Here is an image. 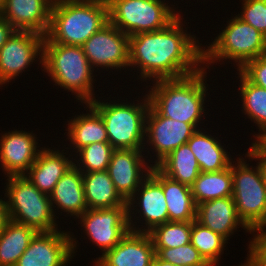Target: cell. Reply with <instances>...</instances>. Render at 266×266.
<instances>
[{"label":"cell","instance_id":"obj_1","mask_svg":"<svg viewBox=\"0 0 266 266\" xmlns=\"http://www.w3.org/2000/svg\"><path fill=\"white\" fill-rule=\"evenodd\" d=\"M181 19L159 31L129 36V66L141 68V79H178L201 69L203 49L183 31Z\"/></svg>","mask_w":266,"mask_h":266},{"label":"cell","instance_id":"obj_2","mask_svg":"<svg viewBox=\"0 0 266 266\" xmlns=\"http://www.w3.org/2000/svg\"><path fill=\"white\" fill-rule=\"evenodd\" d=\"M108 22L106 0H57L43 43L82 46Z\"/></svg>","mask_w":266,"mask_h":266},{"label":"cell","instance_id":"obj_3","mask_svg":"<svg viewBox=\"0 0 266 266\" xmlns=\"http://www.w3.org/2000/svg\"><path fill=\"white\" fill-rule=\"evenodd\" d=\"M204 69L178 79L156 80L148 93L150 105L161 116L190 123L196 128L204 112L207 90Z\"/></svg>","mask_w":266,"mask_h":266},{"label":"cell","instance_id":"obj_4","mask_svg":"<svg viewBox=\"0 0 266 266\" xmlns=\"http://www.w3.org/2000/svg\"><path fill=\"white\" fill-rule=\"evenodd\" d=\"M42 65L60 87L72 91L86 105L93 97V69L81 46L43 43Z\"/></svg>","mask_w":266,"mask_h":266},{"label":"cell","instance_id":"obj_5","mask_svg":"<svg viewBox=\"0 0 266 266\" xmlns=\"http://www.w3.org/2000/svg\"><path fill=\"white\" fill-rule=\"evenodd\" d=\"M146 97L143 104L137 105L102 103L96 99L88 104L102 117L108 141L114 149H144L142 142L150 107L148 94Z\"/></svg>","mask_w":266,"mask_h":266},{"label":"cell","instance_id":"obj_6","mask_svg":"<svg viewBox=\"0 0 266 266\" xmlns=\"http://www.w3.org/2000/svg\"><path fill=\"white\" fill-rule=\"evenodd\" d=\"M6 207L9 219L37 232L58 230L49 195L39 191L25 176H9Z\"/></svg>","mask_w":266,"mask_h":266},{"label":"cell","instance_id":"obj_7","mask_svg":"<svg viewBox=\"0 0 266 266\" xmlns=\"http://www.w3.org/2000/svg\"><path fill=\"white\" fill-rule=\"evenodd\" d=\"M109 22L128 36L159 31L178 14L161 0H106Z\"/></svg>","mask_w":266,"mask_h":266},{"label":"cell","instance_id":"obj_8","mask_svg":"<svg viewBox=\"0 0 266 266\" xmlns=\"http://www.w3.org/2000/svg\"><path fill=\"white\" fill-rule=\"evenodd\" d=\"M214 42L203 49V63L231 59L240 70L248 61L266 54V37L237 15L231 19Z\"/></svg>","mask_w":266,"mask_h":266},{"label":"cell","instance_id":"obj_9","mask_svg":"<svg viewBox=\"0 0 266 266\" xmlns=\"http://www.w3.org/2000/svg\"><path fill=\"white\" fill-rule=\"evenodd\" d=\"M255 168L241 158L237 167L232 164V198L238 216L251 231L266 227V183L259 166Z\"/></svg>","mask_w":266,"mask_h":266},{"label":"cell","instance_id":"obj_10","mask_svg":"<svg viewBox=\"0 0 266 266\" xmlns=\"http://www.w3.org/2000/svg\"><path fill=\"white\" fill-rule=\"evenodd\" d=\"M128 205L104 209H87L81 216L85 233L103 251V255L117 245L130 231Z\"/></svg>","mask_w":266,"mask_h":266},{"label":"cell","instance_id":"obj_11","mask_svg":"<svg viewBox=\"0 0 266 266\" xmlns=\"http://www.w3.org/2000/svg\"><path fill=\"white\" fill-rule=\"evenodd\" d=\"M81 47L92 68L95 65L112 69L129 66V36L110 22Z\"/></svg>","mask_w":266,"mask_h":266},{"label":"cell","instance_id":"obj_12","mask_svg":"<svg viewBox=\"0 0 266 266\" xmlns=\"http://www.w3.org/2000/svg\"><path fill=\"white\" fill-rule=\"evenodd\" d=\"M70 236L57 230L37 232L15 266H66L77 243Z\"/></svg>","mask_w":266,"mask_h":266},{"label":"cell","instance_id":"obj_13","mask_svg":"<svg viewBox=\"0 0 266 266\" xmlns=\"http://www.w3.org/2000/svg\"><path fill=\"white\" fill-rule=\"evenodd\" d=\"M142 151L143 150L115 149L107 168L117 192L127 202L128 212H132L131 208L134 207L133 201L136 199L135 194L140 196L137 193V189L144 180L143 177H147L152 168V164L150 167H145L146 164L143 158L144 156H142ZM143 167H145L144 170ZM142 171L146 173L144 174L145 176H142Z\"/></svg>","mask_w":266,"mask_h":266},{"label":"cell","instance_id":"obj_14","mask_svg":"<svg viewBox=\"0 0 266 266\" xmlns=\"http://www.w3.org/2000/svg\"><path fill=\"white\" fill-rule=\"evenodd\" d=\"M44 38L32 31H15L11 35L0 49V85L18 76L40 53L42 63Z\"/></svg>","mask_w":266,"mask_h":266},{"label":"cell","instance_id":"obj_15","mask_svg":"<svg viewBox=\"0 0 266 266\" xmlns=\"http://www.w3.org/2000/svg\"><path fill=\"white\" fill-rule=\"evenodd\" d=\"M145 135L148 143L154 147L157 153L156 166L174 149L186 144L197 131L190 123L180 122L161 116L151 105L146 115Z\"/></svg>","mask_w":266,"mask_h":266},{"label":"cell","instance_id":"obj_16","mask_svg":"<svg viewBox=\"0 0 266 266\" xmlns=\"http://www.w3.org/2000/svg\"><path fill=\"white\" fill-rule=\"evenodd\" d=\"M155 255L149 233L129 231L95 266H151Z\"/></svg>","mask_w":266,"mask_h":266},{"label":"cell","instance_id":"obj_17","mask_svg":"<svg viewBox=\"0 0 266 266\" xmlns=\"http://www.w3.org/2000/svg\"><path fill=\"white\" fill-rule=\"evenodd\" d=\"M32 134L33 133L15 130L7 134L5 133L1 137V167L5 173L7 172L8 177L25 175L36 161L40 150H36V137Z\"/></svg>","mask_w":266,"mask_h":266},{"label":"cell","instance_id":"obj_18","mask_svg":"<svg viewBox=\"0 0 266 266\" xmlns=\"http://www.w3.org/2000/svg\"><path fill=\"white\" fill-rule=\"evenodd\" d=\"M53 0H6L1 15L16 31H32L46 36Z\"/></svg>","mask_w":266,"mask_h":266},{"label":"cell","instance_id":"obj_19","mask_svg":"<svg viewBox=\"0 0 266 266\" xmlns=\"http://www.w3.org/2000/svg\"><path fill=\"white\" fill-rule=\"evenodd\" d=\"M196 221L226 240L240 224L250 234L252 232L238 216L232 196L212 199L196 205Z\"/></svg>","mask_w":266,"mask_h":266},{"label":"cell","instance_id":"obj_20","mask_svg":"<svg viewBox=\"0 0 266 266\" xmlns=\"http://www.w3.org/2000/svg\"><path fill=\"white\" fill-rule=\"evenodd\" d=\"M141 189V192H140ZM138 193L141 195L139 198V205L142 215L145 220L147 229H136L134 224L131 222V213H128V222L130 231L149 233L156 226L162 225L169 221L168 210L165 200V195L163 192L162 185L149 173L147 177L139 185L137 189ZM132 224V225H131ZM135 228V229H134Z\"/></svg>","mask_w":266,"mask_h":266},{"label":"cell","instance_id":"obj_21","mask_svg":"<svg viewBox=\"0 0 266 266\" xmlns=\"http://www.w3.org/2000/svg\"><path fill=\"white\" fill-rule=\"evenodd\" d=\"M59 151L42 147L28 174H25L39 191L47 195H50L60 178L75 164Z\"/></svg>","mask_w":266,"mask_h":266},{"label":"cell","instance_id":"obj_22","mask_svg":"<svg viewBox=\"0 0 266 266\" xmlns=\"http://www.w3.org/2000/svg\"><path fill=\"white\" fill-rule=\"evenodd\" d=\"M150 174L162 185L169 221L193 222L196 220V205L191 187L174 181L152 166Z\"/></svg>","mask_w":266,"mask_h":266},{"label":"cell","instance_id":"obj_23","mask_svg":"<svg viewBox=\"0 0 266 266\" xmlns=\"http://www.w3.org/2000/svg\"><path fill=\"white\" fill-rule=\"evenodd\" d=\"M51 206L55 203L72 216H81L88 208L85 202L82 172L74 164L56 183L49 195Z\"/></svg>","mask_w":266,"mask_h":266},{"label":"cell","instance_id":"obj_24","mask_svg":"<svg viewBox=\"0 0 266 266\" xmlns=\"http://www.w3.org/2000/svg\"><path fill=\"white\" fill-rule=\"evenodd\" d=\"M82 177L88 209L127 205V202L117 192L107 170L82 173Z\"/></svg>","mask_w":266,"mask_h":266},{"label":"cell","instance_id":"obj_25","mask_svg":"<svg viewBox=\"0 0 266 266\" xmlns=\"http://www.w3.org/2000/svg\"><path fill=\"white\" fill-rule=\"evenodd\" d=\"M199 130L187 144L195 155L201 172H218L230 167L232 161L220 142Z\"/></svg>","mask_w":266,"mask_h":266},{"label":"cell","instance_id":"obj_26","mask_svg":"<svg viewBox=\"0 0 266 266\" xmlns=\"http://www.w3.org/2000/svg\"><path fill=\"white\" fill-rule=\"evenodd\" d=\"M155 167L170 179L189 187L201 172L197 159L187 143L174 149Z\"/></svg>","mask_w":266,"mask_h":266},{"label":"cell","instance_id":"obj_27","mask_svg":"<svg viewBox=\"0 0 266 266\" xmlns=\"http://www.w3.org/2000/svg\"><path fill=\"white\" fill-rule=\"evenodd\" d=\"M37 231L11 219L0 233V266H15Z\"/></svg>","mask_w":266,"mask_h":266},{"label":"cell","instance_id":"obj_28","mask_svg":"<svg viewBox=\"0 0 266 266\" xmlns=\"http://www.w3.org/2000/svg\"><path fill=\"white\" fill-rule=\"evenodd\" d=\"M87 115L75 116L68 124V138L77 152L83 147L95 142H109L102 117L90 106Z\"/></svg>","mask_w":266,"mask_h":266},{"label":"cell","instance_id":"obj_29","mask_svg":"<svg viewBox=\"0 0 266 266\" xmlns=\"http://www.w3.org/2000/svg\"><path fill=\"white\" fill-rule=\"evenodd\" d=\"M191 192L195 205L232 196V163L230 167L218 172H200L191 186Z\"/></svg>","mask_w":266,"mask_h":266},{"label":"cell","instance_id":"obj_30","mask_svg":"<svg viewBox=\"0 0 266 266\" xmlns=\"http://www.w3.org/2000/svg\"><path fill=\"white\" fill-rule=\"evenodd\" d=\"M241 96L245 114L258 124L261 134H257V141H266V89L251 83L239 71Z\"/></svg>","mask_w":266,"mask_h":266},{"label":"cell","instance_id":"obj_31","mask_svg":"<svg viewBox=\"0 0 266 266\" xmlns=\"http://www.w3.org/2000/svg\"><path fill=\"white\" fill-rule=\"evenodd\" d=\"M226 241L224 237L201 225L196 220L192 222L190 243L210 266H215L218 263Z\"/></svg>","mask_w":266,"mask_h":266},{"label":"cell","instance_id":"obj_32","mask_svg":"<svg viewBox=\"0 0 266 266\" xmlns=\"http://www.w3.org/2000/svg\"><path fill=\"white\" fill-rule=\"evenodd\" d=\"M192 222L168 221L149 232L154 248H175L190 243Z\"/></svg>","mask_w":266,"mask_h":266},{"label":"cell","instance_id":"obj_33","mask_svg":"<svg viewBox=\"0 0 266 266\" xmlns=\"http://www.w3.org/2000/svg\"><path fill=\"white\" fill-rule=\"evenodd\" d=\"M114 150L109 142H95L87 145L78 151L82 166H84H80L79 163L76 167L82 173L105 171Z\"/></svg>","mask_w":266,"mask_h":266},{"label":"cell","instance_id":"obj_34","mask_svg":"<svg viewBox=\"0 0 266 266\" xmlns=\"http://www.w3.org/2000/svg\"><path fill=\"white\" fill-rule=\"evenodd\" d=\"M154 249L160 259L175 266H210L191 243L175 248Z\"/></svg>","mask_w":266,"mask_h":266},{"label":"cell","instance_id":"obj_35","mask_svg":"<svg viewBox=\"0 0 266 266\" xmlns=\"http://www.w3.org/2000/svg\"><path fill=\"white\" fill-rule=\"evenodd\" d=\"M243 12L238 17L266 37V0H243Z\"/></svg>","mask_w":266,"mask_h":266},{"label":"cell","instance_id":"obj_36","mask_svg":"<svg viewBox=\"0 0 266 266\" xmlns=\"http://www.w3.org/2000/svg\"><path fill=\"white\" fill-rule=\"evenodd\" d=\"M238 71L251 83L266 89V54L248 61Z\"/></svg>","mask_w":266,"mask_h":266},{"label":"cell","instance_id":"obj_37","mask_svg":"<svg viewBox=\"0 0 266 266\" xmlns=\"http://www.w3.org/2000/svg\"><path fill=\"white\" fill-rule=\"evenodd\" d=\"M265 227H260L254 231L257 232L256 237L249 244V253L260 263L261 266H266V230Z\"/></svg>","mask_w":266,"mask_h":266},{"label":"cell","instance_id":"obj_38","mask_svg":"<svg viewBox=\"0 0 266 266\" xmlns=\"http://www.w3.org/2000/svg\"><path fill=\"white\" fill-rule=\"evenodd\" d=\"M246 155L249 158L257 159L259 158L260 162L258 166L261 170L264 182L266 183V141H257L252 143L251 148Z\"/></svg>","mask_w":266,"mask_h":266},{"label":"cell","instance_id":"obj_39","mask_svg":"<svg viewBox=\"0 0 266 266\" xmlns=\"http://www.w3.org/2000/svg\"><path fill=\"white\" fill-rule=\"evenodd\" d=\"M15 31L8 20L0 14V49Z\"/></svg>","mask_w":266,"mask_h":266},{"label":"cell","instance_id":"obj_40","mask_svg":"<svg viewBox=\"0 0 266 266\" xmlns=\"http://www.w3.org/2000/svg\"><path fill=\"white\" fill-rule=\"evenodd\" d=\"M8 220H9V215L6 207V202L0 199V233L6 226Z\"/></svg>","mask_w":266,"mask_h":266},{"label":"cell","instance_id":"obj_41","mask_svg":"<svg viewBox=\"0 0 266 266\" xmlns=\"http://www.w3.org/2000/svg\"><path fill=\"white\" fill-rule=\"evenodd\" d=\"M151 266H175L172 263L163 261L157 255H155Z\"/></svg>","mask_w":266,"mask_h":266},{"label":"cell","instance_id":"obj_42","mask_svg":"<svg viewBox=\"0 0 266 266\" xmlns=\"http://www.w3.org/2000/svg\"><path fill=\"white\" fill-rule=\"evenodd\" d=\"M248 255L249 256L246 260V263H244L241 266H261L260 263L251 254H248Z\"/></svg>","mask_w":266,"mask_h":266},{"label":"cell","instance_id":"obj_43","mask_svg":"<svg viewBox=\"0 0 266 266\" xmlns=\"http://www.w3.org/2000/svg\"><path fill=\"white\" fill-rule=\"evenodd\" d=\"M5 2H6V0H0V14L3 11V9H4Z\"/></svg>","mask_w":266,"mask_h":266}]
</instances>
